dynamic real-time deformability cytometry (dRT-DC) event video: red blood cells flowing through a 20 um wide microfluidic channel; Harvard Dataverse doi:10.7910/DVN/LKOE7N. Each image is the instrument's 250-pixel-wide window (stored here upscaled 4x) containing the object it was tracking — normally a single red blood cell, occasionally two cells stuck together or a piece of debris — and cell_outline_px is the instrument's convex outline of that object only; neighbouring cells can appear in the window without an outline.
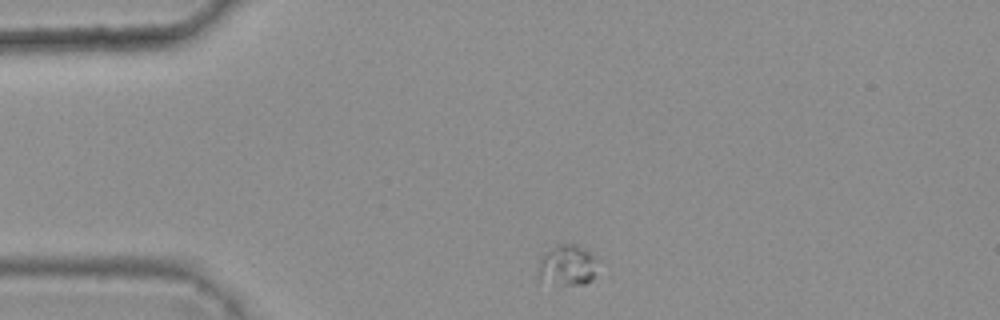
{"species": "common noctule bat (a hibernating species)", "species_latin": "Nyctalus noctula", "temperature_condition": "warm", "stored_images_in_passage": 2, "camera_frame_rate_fps": 3000, "um_per_image_px": 0.085, "animal": {"sex": "female", "body_mass_g": 25.1}, "frame": {"image": 1, "passage_image": 1, "time_ms": 0.0, "image_size_px": [1000, 320], "cell_outline_px": [[600, 260], [592, 280], [584, 284], [564, 284], [540, 272], [540, 264], [544, 252], [556, 244], [576, 244]], "centroid_in_image_um": [48.37, 22.46], "position_along_channel_um": 36.6, "area_um2": 13.24}}